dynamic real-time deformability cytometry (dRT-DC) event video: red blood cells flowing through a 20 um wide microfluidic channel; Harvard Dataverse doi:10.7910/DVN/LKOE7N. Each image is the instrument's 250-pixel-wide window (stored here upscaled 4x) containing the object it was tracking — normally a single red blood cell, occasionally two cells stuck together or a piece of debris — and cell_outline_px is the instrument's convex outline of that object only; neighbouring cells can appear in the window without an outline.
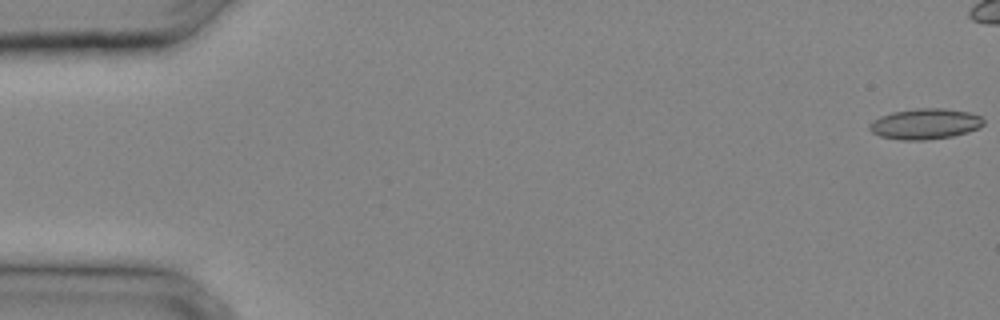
{"species": "common noctule bat (a hibernating species)", "species_latin": "Nyctalus noctula", "temperature_condition": "cold", "stored_images_in_passage": 27, "camera_frame_rate_fps": 3000, "um_per_image_px": 0.085, "animal": {"sex": "male", "body_mass_g": 20.4}, "frame": {"image": 1, "passage_image": 1, "time_ms": 0.0, "image_size_px": [1000, 320], "cell_outline_px": [[984, 124], [980, 128], [968, 132], [952, 136], [924, 140], [900, 140], [880, 136], [872, 132], [868, 128], [868, 124], [872, 120], [880, 116], [892, 112], [916, 108], [944, 108], [968, 112], [980, 116], [984, 120]], "centroid_in_image_um": [78.62, 10.53], "position_along_channel_um": 6.4, "area_um2": 20.52}}
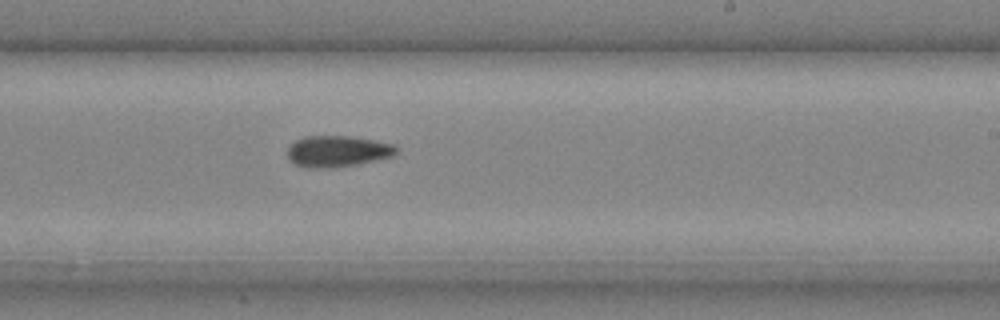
{"frame": {"image": 2, "passage_image": 20, "time_ms": 6.333, "image_size_px": [1000, 320], "cell_outline_px": [[396, 152], [392, 156], [356, 164], [332, 168], [312, 168], [296, 164], [288, 160], [288, 148], [296, 140], [304, 136], [352, 136], [376, 140], [392, 144], [396, 148]], "centroid_in_image_um": [28.66, 12.85], "position_along_channel_um": 260.3, "area_um2": 19.65}}